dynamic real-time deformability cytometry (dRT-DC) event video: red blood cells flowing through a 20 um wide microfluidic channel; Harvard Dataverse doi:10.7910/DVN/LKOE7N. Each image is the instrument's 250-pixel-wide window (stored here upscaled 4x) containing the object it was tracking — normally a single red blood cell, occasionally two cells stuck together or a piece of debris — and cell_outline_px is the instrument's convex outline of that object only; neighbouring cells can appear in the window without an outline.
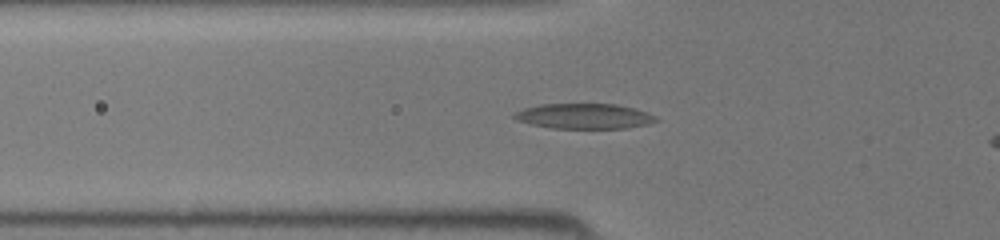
{"species": "common noctule bat (a hibernating species)", "species_latin": "Nyctalus noctula", "temperature_condition": "room temperature", "stored_images_in_passage": 40, "camera_frame_rate_fps": 3000, "um_per_image_px": 0.085, "animal": {"sex": "female", "body_mass_g": 19.5, "forearm_length_mm": 54.1}, "frame": {"image": 1, "passage_image": 15, "time_ms": 4.667, "image_size_px": [1000, 240], "cell_outline_px": [[660, 120], [648, 124], [624, 128], [552, 128], [532, 124], [516, 120], [512, 116], [516, 112], [524, 108], [540, 104], [616, 104], [648, 112], [656, 116]], "centroid_in_image_um": [49.67, 9.87], "position_along_channel_um": 76.1, "area_um2": 20.75}}
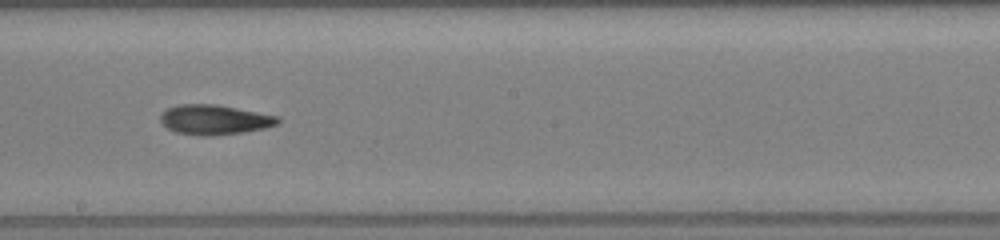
{"frame": {"image": 2, "passage_image": 25, "time_ms": 8.0, "image_size_px": [1000, 240], "cell_outline_px": [[280, 120], [276, 124], [264, 128], [240, 132], [204, 136], [200, 136], [176, 132], [168, 128], [160, 120], [160, 116], [168, 108], [180, 104], [216, 104], [280, 116]], "centroid_in_image_um": [18.23, 10.16], "position_along_channel_um": 230.0, "area_um2": 20.11}}
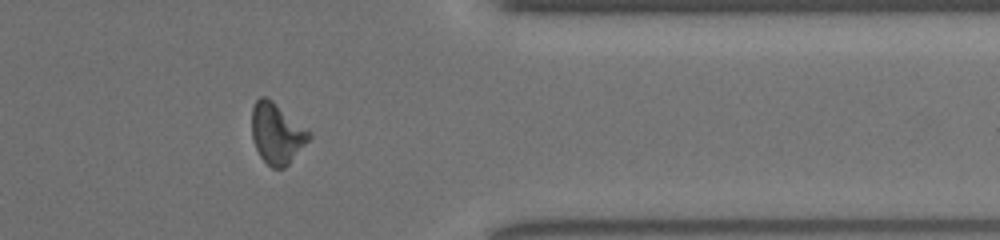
{"frame": {"image": 3, "passage_image": 36, "time_ms": 11.667, "image_size_px": [1000, 240], "cell_outline_px": [[312, 136], [288, 164], [284, 168], [272, 168], [260, 156], [252, 140], [252, 108], [256, 100], [260, 96], [264, 96], [272, 100], [312, 132]], "centroid_in_image_um": [23.53, 11.32], "position_along_channel_um": 387.9, "area_um2": 20.17}}